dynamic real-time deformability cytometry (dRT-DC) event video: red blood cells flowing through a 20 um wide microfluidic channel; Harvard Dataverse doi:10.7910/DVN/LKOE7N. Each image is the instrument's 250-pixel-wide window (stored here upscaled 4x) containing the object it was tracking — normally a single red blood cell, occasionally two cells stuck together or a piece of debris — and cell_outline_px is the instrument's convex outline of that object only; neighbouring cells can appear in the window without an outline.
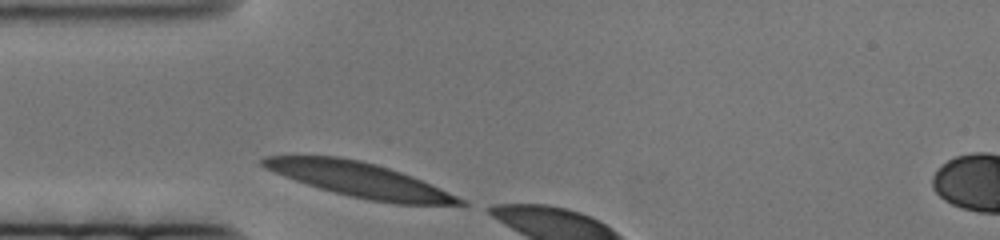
{"species": "human", "species_latin": "Homo sapiens", "temperature_condition": "cold", "stored_images_in_passage": 6, "camera_frame_rate_fps": 3000, "um_per_image_px": 0.085, "donor": {"sex": "female"}, "frame": {"image": 1, "passage_image": 1, "time_ms": 0.0, "image_size_px": [1000, 240], "cell_outline_px": [[468, 204], [396, 204], [368, 200], [320, 188], [284, 176], [264, 168], [260, 164], [260, 160], [264, 156], [340, 156], [360, 160], [376, 164], [412, 176], [440, 188], [464, 200]], "centroid_in_image_um": [30.53, 15.27], "position_along_channel_um": 54.5, "area_um2": 38.96}}